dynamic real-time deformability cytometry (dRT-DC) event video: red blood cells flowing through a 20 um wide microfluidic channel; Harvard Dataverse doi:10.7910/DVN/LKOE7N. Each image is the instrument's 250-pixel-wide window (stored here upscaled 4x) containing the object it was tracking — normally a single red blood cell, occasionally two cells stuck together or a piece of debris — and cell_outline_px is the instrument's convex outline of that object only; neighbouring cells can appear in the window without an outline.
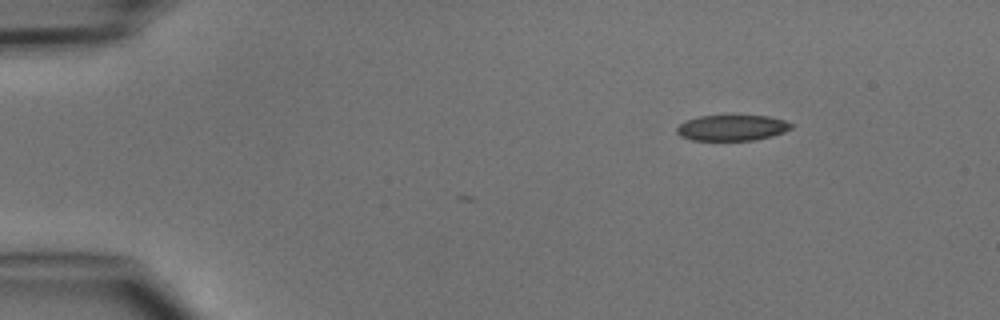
{"species": "common noctule bat (a hibernating species)", "species_latin": "Nyctalus noctula", "temperature_condition": "cold", "stored_images_in_passage": 3, "camera_frame_rate_fps": 3000, "um_per_image_px": 0.085, "animal": {"sex": "male", "body_mass_g": 15.6}, "frame": {"image": 1, "passage_image": 1, "time_ms": 0.0, "image_size_px": [1000, 320], "cell_outline_px": [[792, 128], [784, 132], [772, 136], [756, 140], [692, 140], [680, 136], [676, 132], [676, 128], [680, 124], [688, 120], [700, 116], [768, 116], [784, 120], [792, 124]], "centroid_in_image_um": [62.23, 10.87], "position_along_channel_um": 22.8, "area_um2": 17.05}}